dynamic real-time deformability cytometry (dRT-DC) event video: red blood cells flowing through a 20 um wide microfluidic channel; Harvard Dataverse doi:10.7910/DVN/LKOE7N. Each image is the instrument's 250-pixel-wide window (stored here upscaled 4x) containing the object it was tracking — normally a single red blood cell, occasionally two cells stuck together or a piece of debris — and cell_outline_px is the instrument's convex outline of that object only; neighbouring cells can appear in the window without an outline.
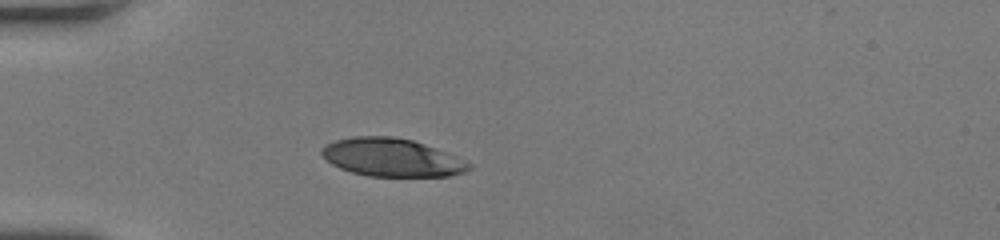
{"species": "human", "species_latin": "Homo sapiens", "temperature_condition": "room temperature", "stored_images_in_passage": 32, "camera_frame_rate_fps": 3000, "um_per_image_px": 0.085, "donor": {"sex": "female"}, "frame": {"image": 1, "passage_image": 1, "time_ms": 0.0, "image_size_px": [1000, 240], "cell_outline_px": [[452, 172], [440, 176], [380, 176], [360, 172], [336, 164], [332, 160], [336, 144], [344, 140], [408, 140], [416, 144]], "centroid_in_image_um": [32.93, 13.47], "position_along_channel_um": 52.1, "area_um2": 23.7}}
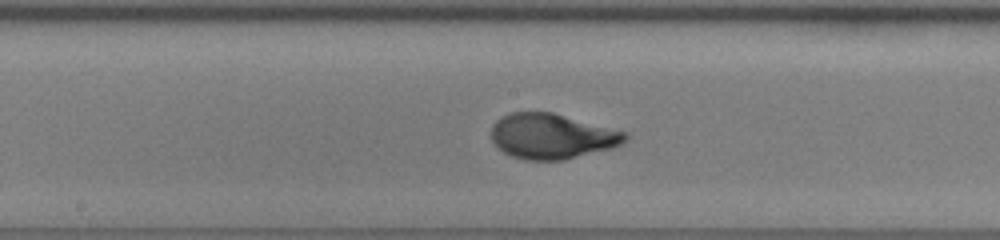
{"frame": {"image": 2, "passage_image": 13, "time_ms": 4.0, "image_size_px": [1000, 240], "cell_outline_px": [[620, 136], [612, 144], [564, 156], [528, 156], [512, 152], [504, 144], [544, 116], [556, 116]], "centroid_in_image_um": [47.47, 11.76], "position_along_channel_um": 200.7, "area_um2": 21.15}}
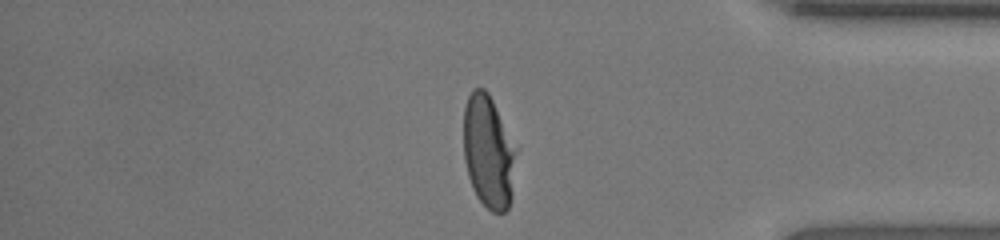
{"frame": {"image": 3, "passage_image": 28, "time_ms": 9.0, "image_size_px": [1000, 240], "cell_outline_px": [[508, 204], [500, 212], [492, 208], [480, 196], [472, 180], [468, 168], [464, 144], [464, 120], [468, 100], [484, 92], [488, 96], [492, 104], [496, 116], [508, 156]], "centroid_in_image_um": [41.33, 12.94], "position_along_channel_um": 393.9, "area_um2": 27.22}}